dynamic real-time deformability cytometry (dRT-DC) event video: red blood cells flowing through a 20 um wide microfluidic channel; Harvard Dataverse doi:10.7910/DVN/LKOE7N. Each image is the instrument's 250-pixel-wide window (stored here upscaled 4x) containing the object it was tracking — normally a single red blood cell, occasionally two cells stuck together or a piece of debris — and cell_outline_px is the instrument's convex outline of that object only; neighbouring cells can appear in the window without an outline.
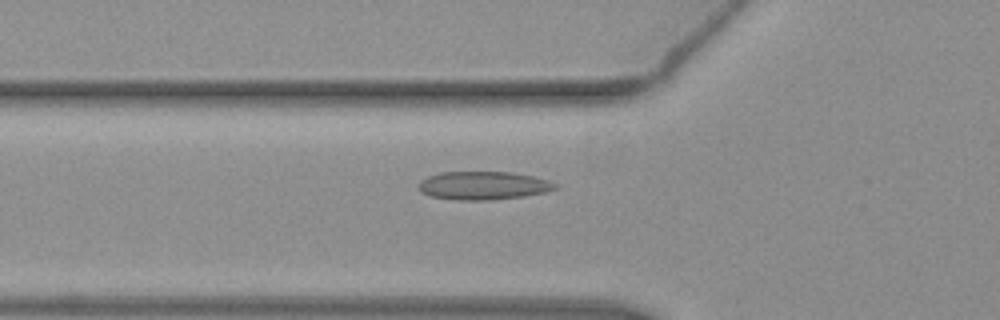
{"species": "common noctule bat (a hibernating species)", "species_latin": "Nyctalus noctula", "temperature_condition": "warm", "stored_images_in_passage": 35, "camera_frame_rate_fps": 3000, "um_per_image_px": 0.085, "animal": {"sex": "female", "body_mass_g": 19.3, "forearm_length_mm": 54.1}, "frame": {"image": 1, "passage_image": 4, "time_ms": 1.0, "image_size_px": [1000, 320], "cell_outline_px": [[560, 184], [556, 188], [544, 192], [524, 196], [492, 200], [460, 200], [432, 196], [420, 192], [416, 184], [420, 180], [428, 176], [440, 172], [512, 172], [532, 176], [548, 180]], "centroid_in_image_um": [41.06, 15.77], "position_along_channel_um": 84.7, "area_um2": 22.6}}
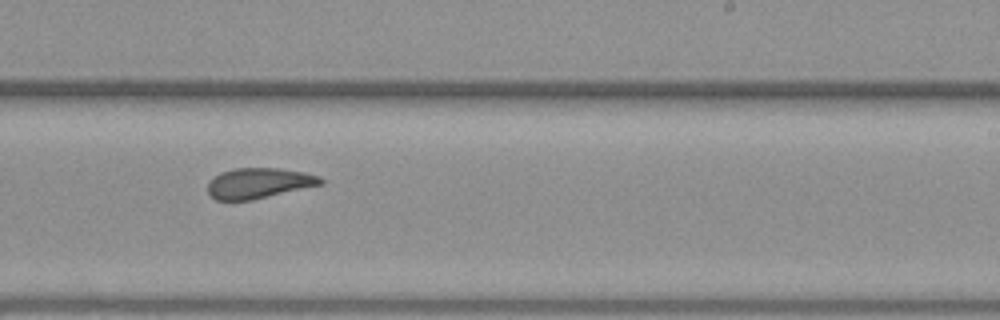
{"frame": {"image": 2, "passage_image": 18, "time_ms": 5.667, "image_size_px": [1000, 320], "cell_outline_px": [[324, 184], [252, 200], [216, 200], [208, 192], [208, 184], [220, 172], [236, 168], [280, 168], [304, 172], [320, 176], [324, 180]], "centroid_in_image_um": [22.05, 15.56], "position_along_channel_um": 267.0, "area_um2": 20.0}}
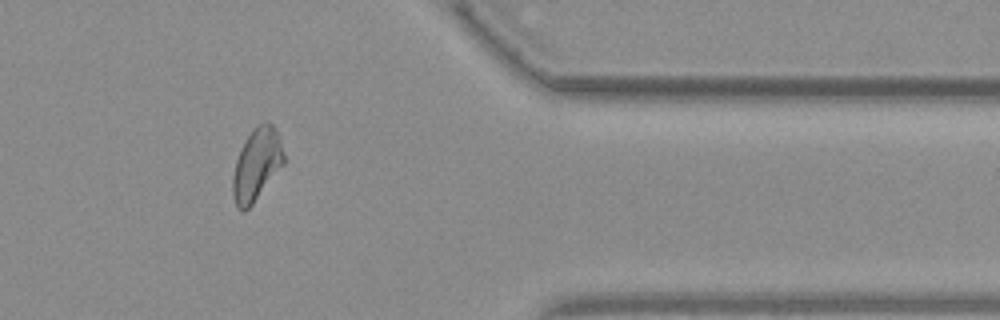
{"frame": {"image": 3, "passage_image": 29, "time_ms": 9.333, "image_size_px": [1000, 320], "cell_outline_px": [[284, 164], [252, 204], [244, 212], [240, 212], [232, 196], [232, 176], [236, 160], [240, 148], [252, 128], [268, 120], [272, 124], [280, 136], [284, 152]], "centroid_in_image_um": [21.81, 13.97], "position_along_channel_um": 389.6, "area_um2": 21.68}, "authors_computed_cell_mechanics": {"area_um2": 20.7502, "velocity_mm_per_s": 3.8957, "shape_relaxation_time_tau1_ms": 8.8868, "shape_relaxation_time_tau2_ms": 1.4041, "deformation_change_tau1": 0.1823, "deformation_change_tau2": 0.0781}}